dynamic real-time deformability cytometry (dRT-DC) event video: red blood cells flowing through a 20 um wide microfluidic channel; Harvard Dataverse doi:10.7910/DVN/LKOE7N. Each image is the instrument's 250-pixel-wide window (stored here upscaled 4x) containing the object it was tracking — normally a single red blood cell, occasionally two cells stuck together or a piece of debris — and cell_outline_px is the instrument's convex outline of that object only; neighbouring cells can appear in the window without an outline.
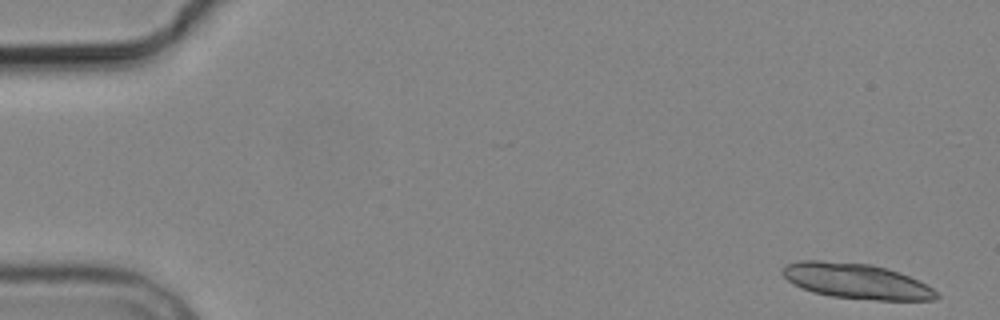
{"species": "common noctule bat (a hibernating species)", "species_latin": "Nyctalus noctula", "temperature_condition": "cold", "stored_images_in_passage": 5, "camera_frame_rate_fps": 3000, "um_per_image_px": 0.085, "animal": {"sex": "male", "body_mass_g": 19.2, "forearm_length_mm": 51.8}, "frame": {"image": 1, "passage_image": 1, "time_ms": 0.0, "image_size_px": [1000, 320], "cell_outline_px": [[940, 296], [936, 300], [876, 300], [832, 296], [812, 292], [792, 284], [784, 276], [784, 268], [788, 264], [800, 260], [820, 260], [872, 264], [888, 268], [900, 272], [932, 288]], "centroid_in_image_um": [72.8, 23.89], "position_along_channel_um": 12.2, "area_um2": 31.5}}